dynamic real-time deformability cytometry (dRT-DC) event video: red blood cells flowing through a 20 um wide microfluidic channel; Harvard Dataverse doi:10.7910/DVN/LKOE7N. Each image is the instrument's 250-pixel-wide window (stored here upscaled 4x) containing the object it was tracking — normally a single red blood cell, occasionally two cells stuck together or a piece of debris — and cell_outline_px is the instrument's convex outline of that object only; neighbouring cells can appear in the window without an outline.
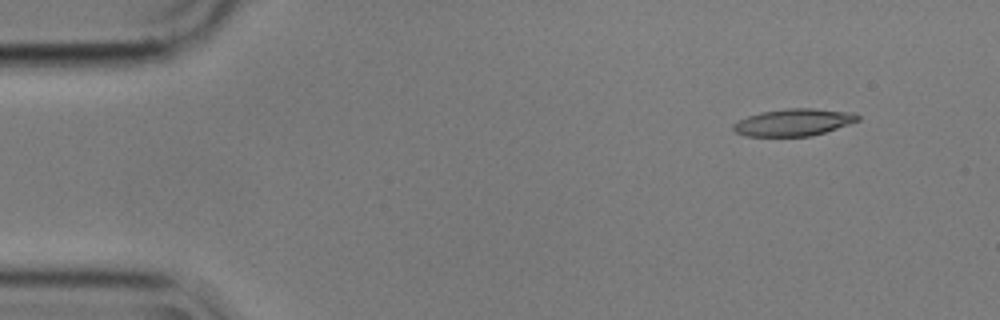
{"species": "common noctule bat (a hibernating species)", "species_latin": "Nyctalus noctula", "temperature_condition": "cold", "stored_images_in_passage": 4, "camera_frame_rate_fps": 3000, "um_per_image_px": 0.085, "animal": {"sex": "male", "body_mass_g": 17.9}, "frame": {"image": 1, "passage_image": 1, "time_ms": 0.0, "image_size_px": [1000, 320], "cell_outline_px": [[860, 120], [812, 136], [744, 136], [736, 132], [732, 128], [732, 124], [748, 116], [760, 112], [788, 108], [812, 108], [856, 112], [860, 116]], "centroid_in_image_um": [67.47, 10.39], "position_along_channel_um": 17.5, "area_um2": 19.71}}
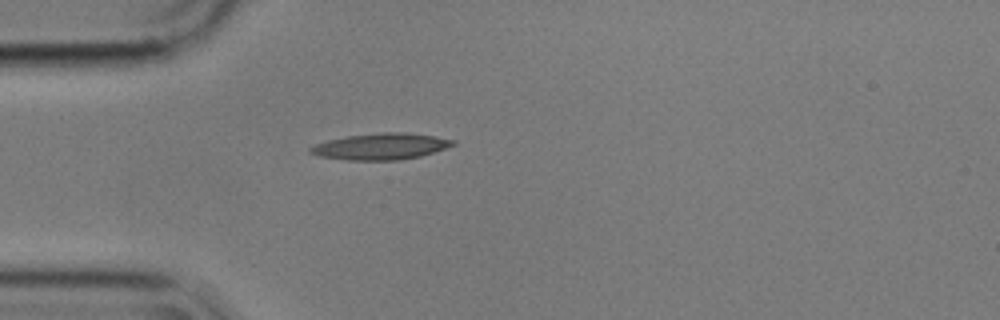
{"frame": {"image": 2, "passage_image": 4, "time_ms": 1.0, "image_size_px": [1000, 320], "cell_outline_px": [[456, 144], [420, 156], [400, 160], [348, 160], [320, 156], [308, 152], [308, 148], [316, 144], [328, 140], [348, 136], [380, 132], [404, 132], [436, 136], [456, 140]], "centroid_in_image_um": [32.37, 12.44], "position_along_channel_um": 52.6, "area_um2": 21.79}}